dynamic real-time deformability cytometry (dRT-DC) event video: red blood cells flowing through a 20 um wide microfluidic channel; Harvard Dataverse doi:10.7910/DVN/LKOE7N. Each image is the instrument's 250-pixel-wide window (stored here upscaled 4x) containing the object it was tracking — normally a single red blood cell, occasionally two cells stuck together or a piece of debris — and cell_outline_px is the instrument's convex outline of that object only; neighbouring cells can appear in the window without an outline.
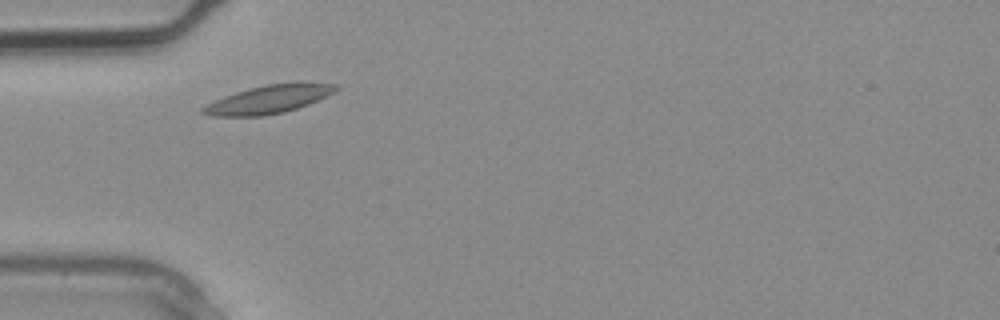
{"species": "common noctule bat (a hibernating species)", "species_latin": "Nyctalus noctula", "temperature_condition": "warm", "stored_images_in_passage": 1, "camera_frame_rate_fps": 3000, "um_per_image_px": 0.085, "animal": {"sex": "male", "body_mass_g": 20.4}, "frame": {"image": 1, "passage_image": 1, "time_ms": 0.0, "image_size_px": [1000, 320], "cell_outline_px": [[340, 88], [308, 104], [284, 112], [264, 116], [212, 116], [200, 112], [200, 108], [216, 100], [236, 92], [248, 88], [264, 84], [300, 80], [340, 84]], "centroid_in_image_um": [22.9, 8.4], "position_along_channel_um": 62.1, "area_um2": 22.2}}